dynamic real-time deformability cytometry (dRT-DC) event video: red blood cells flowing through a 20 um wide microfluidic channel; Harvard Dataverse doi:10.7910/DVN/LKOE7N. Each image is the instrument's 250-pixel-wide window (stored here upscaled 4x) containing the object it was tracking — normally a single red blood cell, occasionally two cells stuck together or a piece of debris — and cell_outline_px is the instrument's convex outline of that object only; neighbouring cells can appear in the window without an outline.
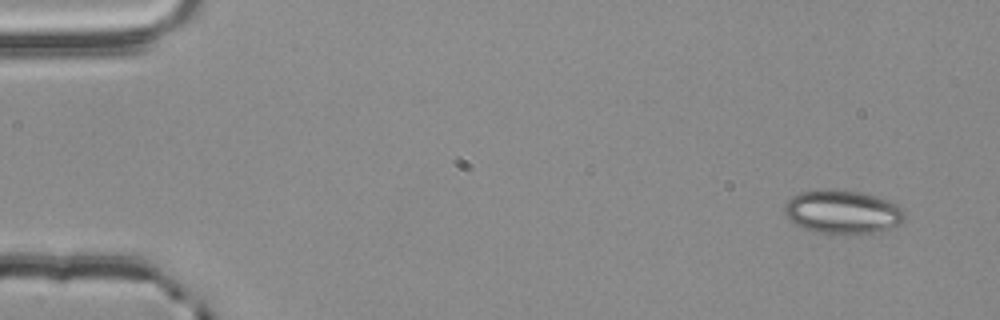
{"species": "common noctule bat (a hibernating species)", "species_latin": "Nyctalus noctula", "temperature_condition": "room temperature", "stored_images_in_passage": 4, "camera_frame_rate_fps": 3000, "um_per_image_px": 0.085, "animal": {"sex": "male", "body_mass_g": 20.4}, "frame": {"image": 1, "passage_image": 1, "time_ms": 0.0, "image_size_px": [1000, 320], "cell_outline_px": [[904, 220], [900, 224], [888, 232], [812, 232], [796, 224], [784, 212], [784, 204], [792, 196], [800, 192], [832, 188], [860, 192], [876, 196], [888, 200], [896, 204], [904, 212]], "centroid_in_image_um": [71.64, 17.99], "position_along_channel_um": 13.4, "area_um2": 30.4}}